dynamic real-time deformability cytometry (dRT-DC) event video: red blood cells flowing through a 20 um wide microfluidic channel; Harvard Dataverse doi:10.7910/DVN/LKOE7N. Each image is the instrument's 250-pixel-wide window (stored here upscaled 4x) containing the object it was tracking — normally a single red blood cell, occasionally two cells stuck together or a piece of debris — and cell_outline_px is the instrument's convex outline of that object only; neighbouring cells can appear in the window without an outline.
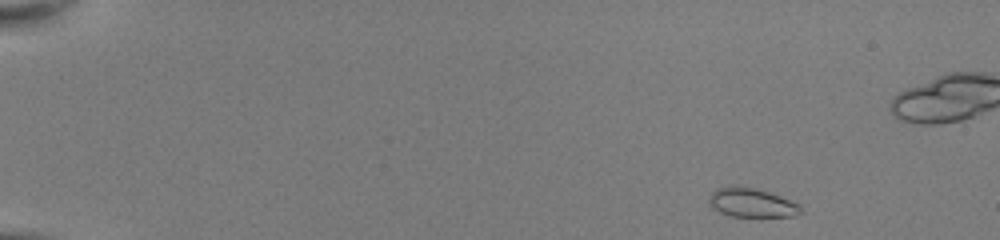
{"species": "common noctule bat (a hibernating species)", "species_latin": "Nyctalus noctula", "temperature_condition": "room temperature", "stored_images_in_passage": 49, "camera_frame_rate_fps": 3000, "um_per_image_px": 0.085, "animal": {"sex": "female", "body_mass_g": 22.0, "forearm_length_mm": 56.7}, "frame": {"image": 1, "passage_image": 3, "time_ms": 0.667, "image_size_px": [1000, 240], "cell_outline_px": [[804, 212], [796, 216], [732, 216], [720, 212], [712, 208], [708, 200], [712, 192], [716, 188], [728, 184], [736, 184], [756, 188], [768, 192], [800, 204]], "centroid_in_image_um": [63.87, 17.2], "position_along_channel_um": 21.1, "area_um2": 15.78}}
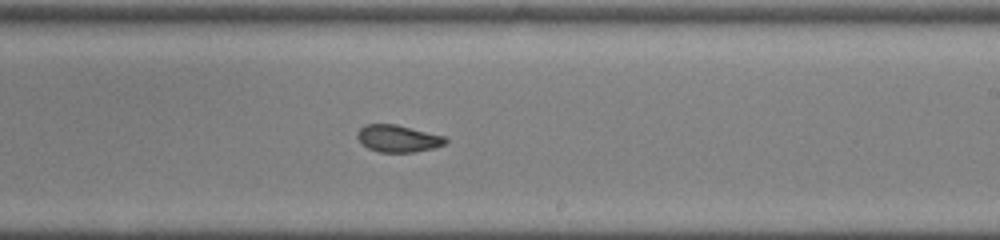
{"frame": {"image": 2, "passage_image": 30, "time_ms": 9.667, "image_size_px": [1000, 240], "cell_outline_px": [[448, 140], [444, 144], [436, 148], [416, 152], [380, 152], [368, 148], [356, 136], [360, 128], [368, 124], [396, 124], [444, 136]], "centroid_in_image_um": [33.86, 11.78], "position_along_channel_um": 255.1, "area_um2": 13.81}}
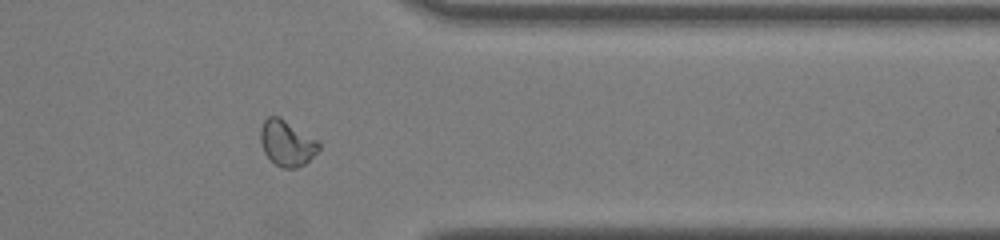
{"frame": {"image": 3, "passage_image": 40, "time_ms": 13.0, "image_size_px": [1000, 240], "cell_outline_px": [[320, 148], [304, 164], [296, 168], [284, 168], [276, 164], [264, 152], [260, 144], [260, 128], [264, 120], [268, 116], [280, 116], [316, 140], [320, 144]], "centroid_in_image_um": [24.34, 12.14], "position_along_channel_um": 387.1, "area_um2": 15.32}, "authors_computed_cell_mechanics": {"area_um2": 14.7968, "velocity_mm_per_s": 4.0601, "shape_relaxation_time_tau1_ms": null, "shape_relaxation_time_tau2_ms": 1.3419, "deformation_change_tau1": null, "deformation_change_tau2": 0.0445}}